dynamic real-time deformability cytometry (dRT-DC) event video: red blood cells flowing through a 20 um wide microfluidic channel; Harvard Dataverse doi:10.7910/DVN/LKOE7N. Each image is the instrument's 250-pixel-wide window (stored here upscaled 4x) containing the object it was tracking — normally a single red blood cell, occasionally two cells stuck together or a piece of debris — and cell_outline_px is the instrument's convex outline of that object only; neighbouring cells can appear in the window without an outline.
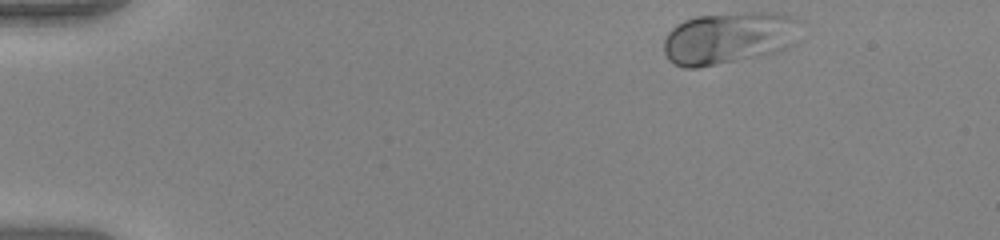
{"species": "human", "species_latin": "Homo sapiens", "temperature_condition": "warm", "stored_images_in_passage": 1, "camera_frame_rate_fps": 3000, "um_per_image_px": 0.085, "donor": {"sex": "female"}, "frame": {"image": 1, "passage_image": 1, "time_ms": 0.0, "image_size_px": [1000, 240], "cell_outline_px": [[800, 40], [796, 44], [788, 48], [776, 52], [696, 68], [684, 68], [668, 60], [664, 52], [664, 40], [668, 32], [676, 24], [684, 20], [696, 16], [744, 12], [776, 12], [796, 16]], "centroid_in_image_um": [61.99, 3.2], "position_along_channel_um": 23.0, "area_um2": 41.85}}